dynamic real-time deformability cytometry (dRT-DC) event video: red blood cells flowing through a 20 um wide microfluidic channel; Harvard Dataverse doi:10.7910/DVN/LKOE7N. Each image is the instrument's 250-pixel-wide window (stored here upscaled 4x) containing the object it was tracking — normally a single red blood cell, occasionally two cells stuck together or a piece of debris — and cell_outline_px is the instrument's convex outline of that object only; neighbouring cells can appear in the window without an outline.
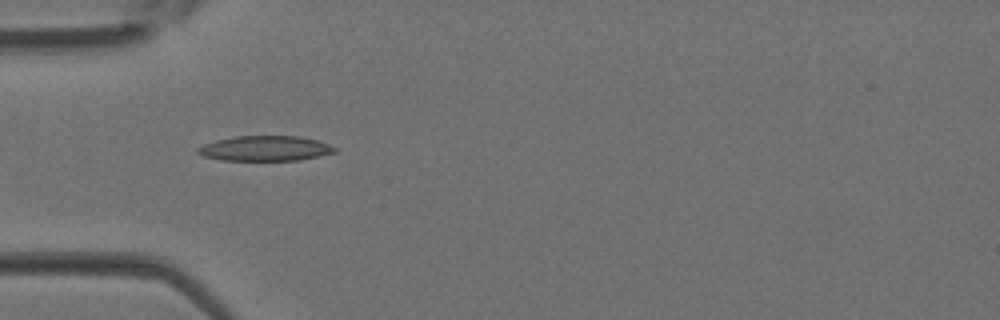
{"species": "Egyptian fruit bat (a non-hibernating species)", "species_latin": "Rousettus aegyptiacus", "temperature_condition": "room temperature", "stored_images_in_passage": 1, "camera_frame_rate_fps": 3000, "um_per_image_px": 0.085, "animal": {"sex": "female"}, "frame": {"image": 1, "passage_image": 1, "time_ms": 0.0, "image_size_px": [1000, 320], "cell_outline_px": [[336, 152], [300, 160], [220, 160], [204, 156], [196, 152], [196, 148], [204, 144], [216, 140], [236, 136], [300, 136], [316, 140], [328, 144], [336, 148]], "centroid_in_image_um": [22.52, 12.61], "position_along_channel_um": 62.5, "area_um2": 19.94}}